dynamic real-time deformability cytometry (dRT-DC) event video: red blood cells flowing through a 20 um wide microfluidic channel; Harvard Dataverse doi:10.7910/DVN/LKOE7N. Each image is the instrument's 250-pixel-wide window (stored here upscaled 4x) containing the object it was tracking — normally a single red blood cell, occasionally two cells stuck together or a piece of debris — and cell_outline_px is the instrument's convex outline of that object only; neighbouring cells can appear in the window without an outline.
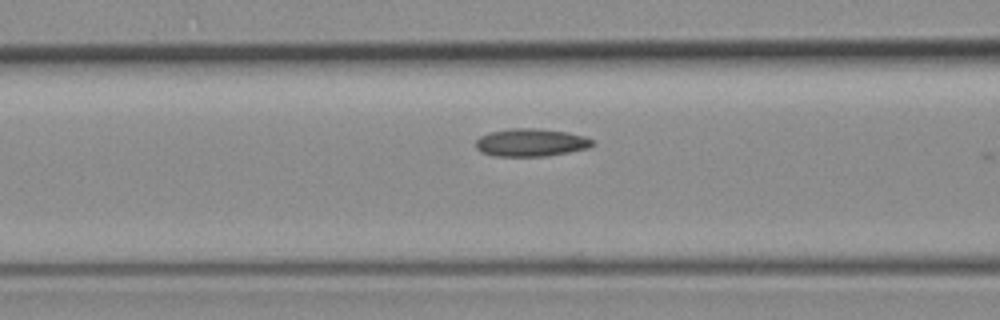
{"species": "common noctule bat (a hibernating species)", "species_latin": "Nyctalus noctula", "temperature_condition": "room temperature", "stored_images_in_passage": 6, "segment_of_instrument_passage": [2, 2], "camera_frame_rate_fps": 3000, "um_per_image_px": 0.085, "animal": {"sex": "female", "body_mass_g": 19.3, "forearm_length_mm": 54.1}, "frame": {"image": 1, "passage_image": 6, "time_ms": 7.0, "image_size_px": [1000, 320], "cell_outline_px": [[596, 144], [588, 148], [568, 152], [544, 156], [492, 156], [480, 152], [476, 148], [476, 140], [480, 136], [488, 132], [508, 128], [536, 128], [568, 132], [584, 136], [592, 140]], "centroid_in_image_um": [45.1, 12.11], "position_along_channel_um": 121.5, "area_um2": 19.07}}